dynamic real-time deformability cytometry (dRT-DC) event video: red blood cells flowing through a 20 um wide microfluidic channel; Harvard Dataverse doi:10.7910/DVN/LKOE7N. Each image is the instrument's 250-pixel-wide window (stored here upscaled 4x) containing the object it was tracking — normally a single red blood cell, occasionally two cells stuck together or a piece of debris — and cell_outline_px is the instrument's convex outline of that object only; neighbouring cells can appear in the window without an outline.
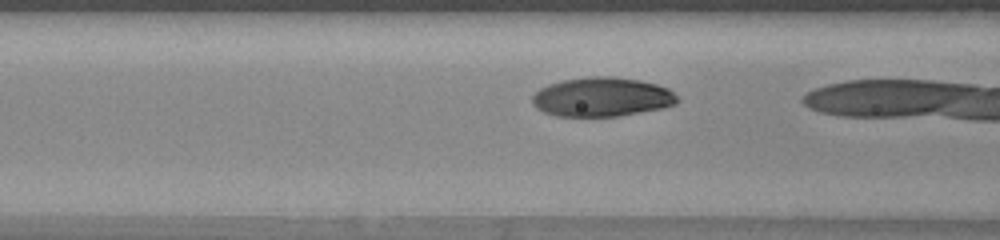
{"species": "human", "species_latin": "Homo sapiens", "temperature_condition": "warm", "stored_images_in_passage": 11, "camera_frame_rate_fps": 3000, "um_per_image_px": 0.085, "donor": {"sex": "female"}, "frame": {"image": 1, "passage_image": 10, "time_ms": 3.0, "image_size_px": [1000, 240], "cell_outline_px": [[680, 100], [676, 104], [664, 108], [616, 116], [556, 116], [544, 112], [536, 108], [532, 104], [532, 96], [540, 88], [548, 84], [564, 80], [588, 76], [612, 76], [640, 80], [656, 84], [668, 88]], "centroid_in_image_um": [51.16, 8.24], "position_along_channel_um": 115.4, "area_um2": 33.23}}